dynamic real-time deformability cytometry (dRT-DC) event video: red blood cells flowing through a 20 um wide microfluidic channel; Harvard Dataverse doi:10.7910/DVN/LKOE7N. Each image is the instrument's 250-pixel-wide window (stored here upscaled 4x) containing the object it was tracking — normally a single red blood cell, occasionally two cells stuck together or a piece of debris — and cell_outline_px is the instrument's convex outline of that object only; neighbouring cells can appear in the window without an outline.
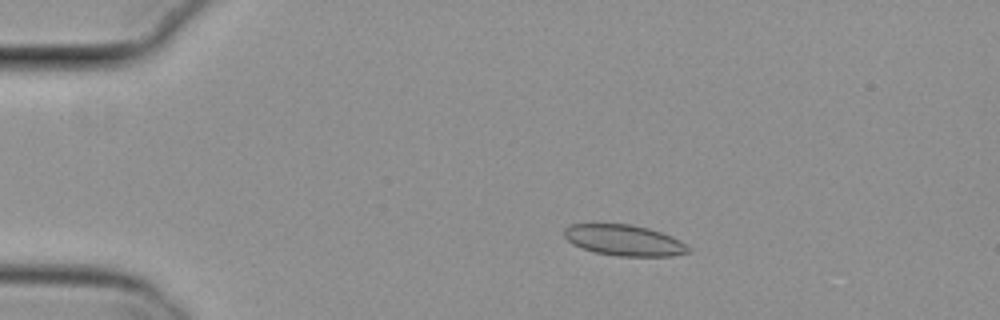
{"species": "common noctule bat (a hibernating species)", "species_latin": "Nyctalus noctula", "temperature_condition": "cold", "stored_images_in_passage": 51, "camera_frame_rate_fps": 3000, "um_per_image_px": 0.085, "animal": {"sex": "female", "body_mass_g": 29.2, "forearm_length_mm": 56.3}, "frame": {"image": 1, "passage_image": 7, "time_ms": 2.0, "image_size_px": [1000, 320], "cell_outline_px": [[692, 252], [672, 256], [616, 256], [592, 252], [572, 244], [564, 236], [564, 228], [572, 224], [628, 224], [648, 228], [672, 236], [680, 240], [692, 248]], "centroid_in_image_um": [53.08, 20.44], "position_along_channel_um": 31.9, "area_um2": 22.54}}
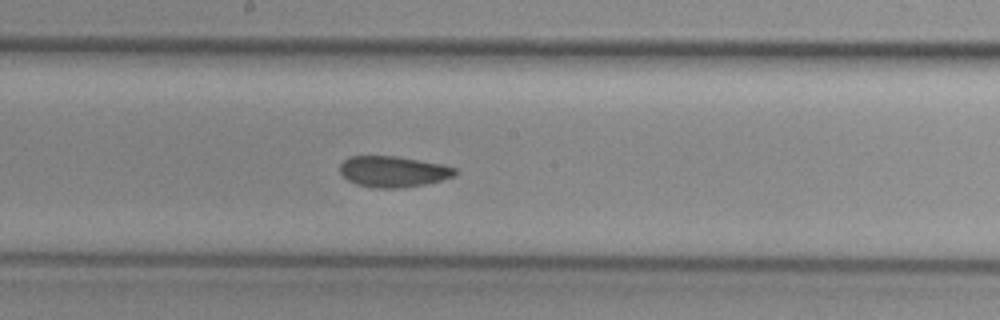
{"frame": {"image": 2, "passage_image": 26, "time_ms": 8.333, "image_size_px": [1000, 320], "cell_outline_px": [[456, 176], [428, 184], [400, 188], [372, 188], [356, 184], [348, 180], [340, 172], [340, 164], [344, 160], [352, 156], [396, 156], [440, 164], [456, 168]], "centroid_in_image_um": [33.43, 14.6], "position_along_channel_um": 214.8, "area_um2": 20.81}}
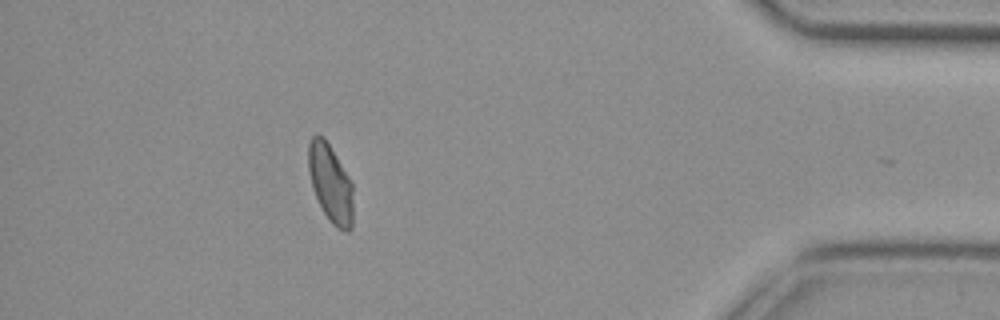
{"frame": {"image": 3, "passage_image": 45, "time_ms": 14.667, "image_size_px": [1000, 320], "cell_outline_px": [[352, 228], [348, 232], [344, 232], [336, 228], [328, 220], [312, 188], [308, 172], [308, 144], [312, 136], [316, 132], [324, 136], [352, 180]], "centroid_in_image_um": [28.08, 15.55], "position_along_channel_um": 407.1, "area_um2": 20.75}, "authors_computed_cell_mechanics": {"area_um2": 21.2126, "velocity_mm_per_s": 3.8043, "shape_relaxation_time_tau1_ms": 6.0438, "shape_relaxation_time_tau2_ms": 1.9856, "deformation_change_tau1": 0.1066, "deformation_change_tau2": 0.0576}}